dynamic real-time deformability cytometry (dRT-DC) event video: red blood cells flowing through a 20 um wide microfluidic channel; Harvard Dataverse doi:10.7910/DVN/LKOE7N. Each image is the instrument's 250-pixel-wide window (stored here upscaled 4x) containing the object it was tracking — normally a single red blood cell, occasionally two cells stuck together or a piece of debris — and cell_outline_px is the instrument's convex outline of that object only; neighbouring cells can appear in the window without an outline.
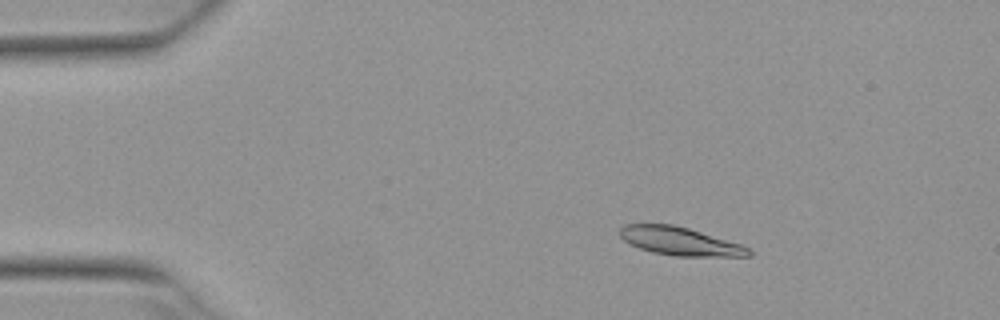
{"species": "Egyptian fruit bat (a non-hibernating species)", "species_latin": "Rousettus aegyptiacus", "temperature_condition": "warm", "stored_images_in_passage": 4, "camera_frame_rate_fps": 3000, "um_per_image_px": 0.085, "animal": {"sex": "female"}, "frame": {"image": 1, "passage_image": 2, "time_ms": 0.333, "image_size_px": [1000, 320], "cell_outline_px": [[752, 256], [676, 256], [652, 252], [640, 248], [624, 240], [620, 236], [620, 228], [624, 224], [672, 224], [688, 228], [740, 244], [748, 248], [752, 252]], "centroid_in_image_um": [57.78, 20.5], "position_along_channel_um": 27.2, "area_um2": 20.92}}